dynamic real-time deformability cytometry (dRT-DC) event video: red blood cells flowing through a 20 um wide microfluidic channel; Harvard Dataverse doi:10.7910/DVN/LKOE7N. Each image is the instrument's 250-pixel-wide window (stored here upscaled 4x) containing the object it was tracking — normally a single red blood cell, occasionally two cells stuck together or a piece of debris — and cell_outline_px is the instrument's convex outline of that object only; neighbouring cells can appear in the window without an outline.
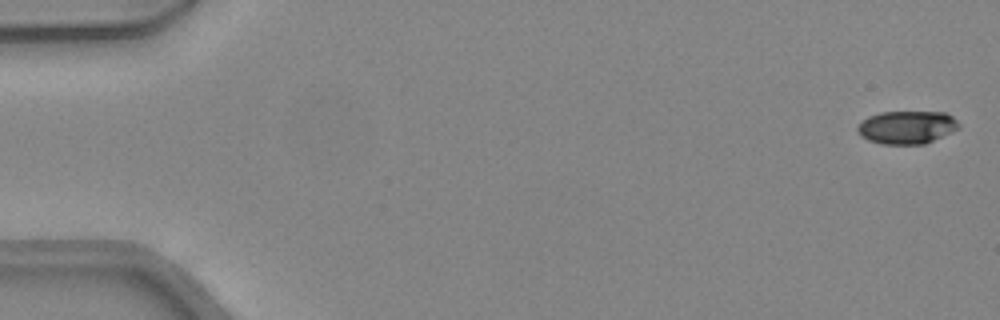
{"species": "common noctule bat (a hibernating species)", "species_latin": "Nyctalus noctula", "temperature_condition": "warm", "stored_images_in_passage": 47, "camera_frame_rate_fps": 3000, "um_per_image_px": 0.085, "animal": {"sex": "female", "body_mass_g": 24.6, "forearm_length_mm": 56.2}, "frame": {"image": 1, "passage_image": 1, "time_ms": 0.0, "image_size_px": [1000, 320], "cell_outline_px": [[960, 128], [924, 144], [880, 144], [868, 140], [860, 136], [856, 132], [856, 128], [868, 116], [880, 112], [948, 112], [960, 124]], "centroid_in_image_um": [77.07, 10.82], "position_along_channel_um": 7.9, "area_um2": 19.59}}
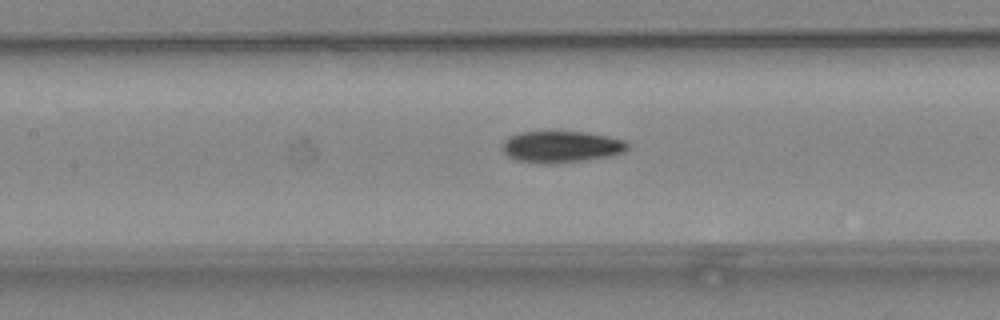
{"frame": {"image": 2, "passage_image": 22, "time_ms": 7.0, "image_size_px": [1000, 320], "cell_outline_px": [[628, 148], [624, 152], [612, 156], [584, 160], [548, 164], [540, 164], [516, 160], [508, 156], [500, 148], [504, 140], [508, 136], [520, 132], [584, 132], [608, 136], [624, 140], [628, 144]], "centroid_in_image_um": [47.68, 12.48], "position_along_channel_um": 159.7, "area_um2": 23.18}}
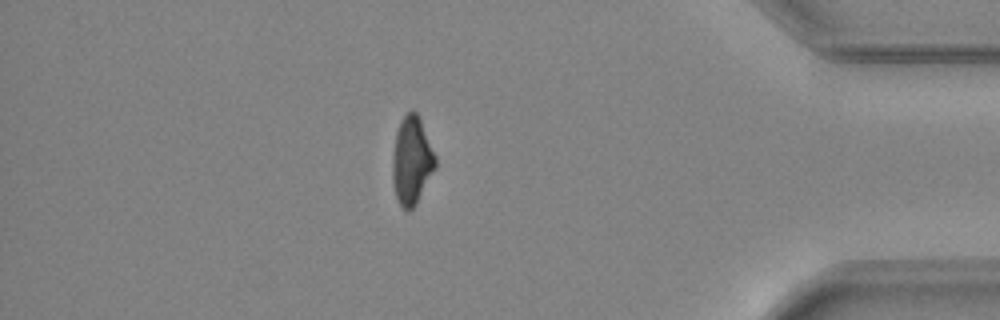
{"frame": {"image": 3, "passage_image": 41, "time_ms": 13.333, "image_size_px": [1000, 320], "cell_outline_px": [[436, 168], [416, 204], [408, 212], [400, 204], [396, 196], [392, 180], [392, 156], [396, 132], [400, 120], [412, 108], [416, 112], [420, 120], [436, 156]], "centroid_in_image_um": [34.99, 13.65], "position_along_channel_um": 400.2, "area_um2": 21.96}, "authors_computed_cell_mechanics": {"area_um2": 22.1952, "velocity_mm_per_s": 4.3862, "shape_relaxation_time_tau1_ms": 6.9484, "shape_relaxation_time_tau2_ms": 5.722, "deformation_change_tau1": 0.1976, "deformation_change_tau2": 0.1395}}